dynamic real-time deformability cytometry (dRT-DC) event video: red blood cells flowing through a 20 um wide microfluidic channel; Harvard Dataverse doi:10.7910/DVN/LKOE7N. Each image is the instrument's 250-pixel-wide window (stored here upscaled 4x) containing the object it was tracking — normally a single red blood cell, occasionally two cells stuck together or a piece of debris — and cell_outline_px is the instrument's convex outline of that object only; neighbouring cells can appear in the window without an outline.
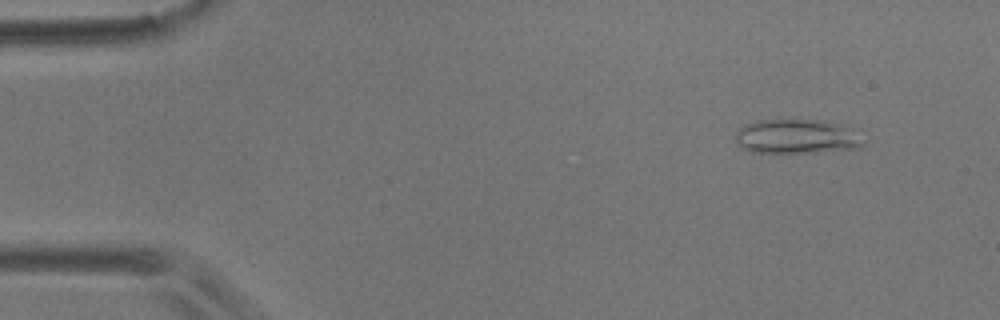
{"species": "common noctule bat (a hibernating species)", "species_latin": "Nyctalus noctula", "temperature_condition": "room temperature", "stored_images_in_passage": 52, "camera_frame_rate_fps": 3000, "um_per_image_px": 0.085, "animal": {"sex": "male", "body_mass_g": 17.9}, "frame": {"image": 1, "passage_image": 2, "time_ms": 0.333, "image_size_px": [1000, 320], "cell_outline_px": [[864, 144], [860, 148], [816, 152], [752, 152], [740, 148], [736, 140], [736, 132], [740, 128], [748, 124], [760, 120], [828, 120], [840, 124]], "centroid_in_image_um": [67.63, 11.61], "position_along_channel_um": 17.4, "area_um2": 24.97}}
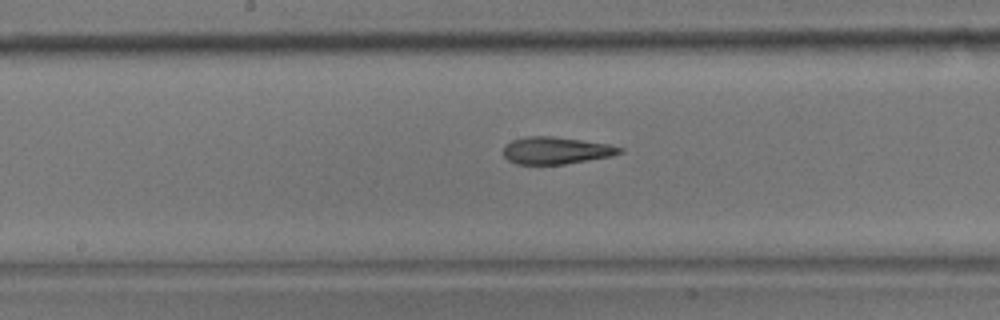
{"frame": {"image": 2, "passage_image": 25, "time_ms": 8.0, "image_size_px": [1000, 320], "cell_outline_px": [[624, 152], [612, 156], [564, 164], [516, 164], [508, 160], [504, 156], [504, 144], [512, 140], [524, 136], [552, 136], [608, 144], [624, 148]], "centroid_in_image_um": [47.25, 12.79], "position_along_channel_um": 200.9, "area_um2": 18.44}}
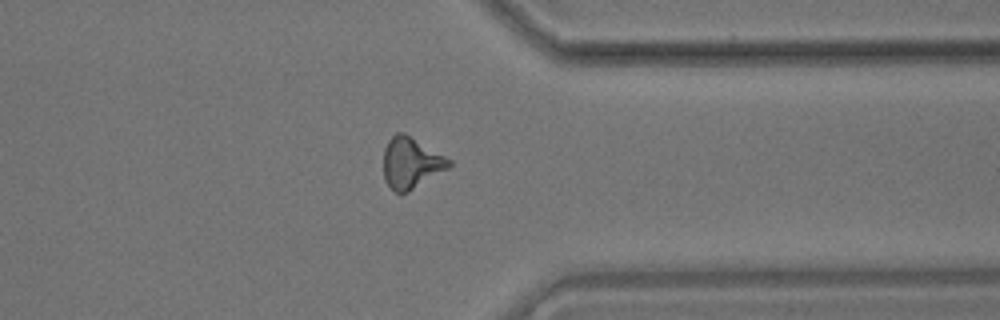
{"frame": {"image": 3, "passage_image": 40, "time_ms": 13.0, "image_size_px": [1000, 320], "cell_outline_px": [[452, 164], [448, 168], [408, 192], [400, 196], [384, 180], [384, 148], [388, 140], [396, 132], [404, 132], [452, 160]], "centroid_in_image_um": [34.92, 13.85], "position_along_channel_um": 376.5, "area_um2": 19.48}, "authors_computed_cell_mechanics": {"area_um2": 18.9584, "velocity_mm_per_s": 3.6143, "shape_relaxation_time_tau1_ms": 7.7998, "shape_relaxation_time_tau2_ms": 2.9836, "deformation_change_tau1": 0.1876, "deformation_change_tau2": 0.1257}}